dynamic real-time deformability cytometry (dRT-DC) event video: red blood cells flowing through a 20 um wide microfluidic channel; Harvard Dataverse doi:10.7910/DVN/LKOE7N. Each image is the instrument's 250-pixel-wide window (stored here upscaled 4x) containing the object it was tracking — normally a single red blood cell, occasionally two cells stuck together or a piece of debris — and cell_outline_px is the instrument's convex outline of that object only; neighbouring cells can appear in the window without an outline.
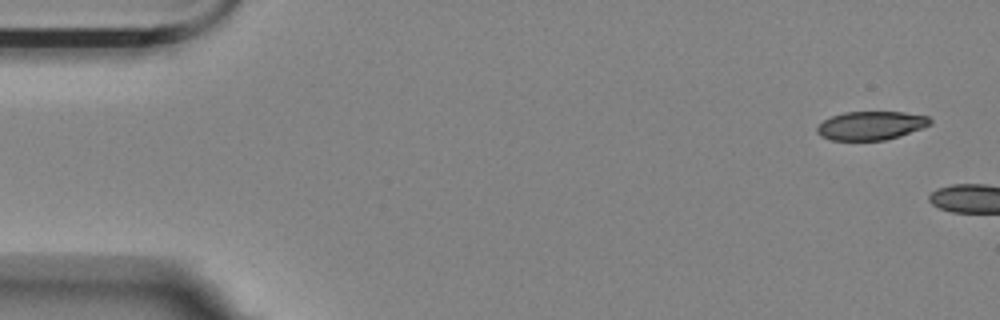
{"species": "Egyptian fruit bat (a non-hibernating species)", "species_latin": "Rousettus aegyptiacus", "temperature_condition": "room temperature", "stored_images_in_passage": 4, "camera_frame_rate_fps": 3000, "um_per_image_px": 0.085, "animal": {"sex": "female"}, "frame": {"image": 1, "passage_image": 1, "time_ms": 0.0, "image_size_px": [1000, 320], "cell_outline_px": [[932, 124], [900, 136], [884, 140], [832, 140], [820, 136], [816, 132], [816, 128], [824, 120], [832, 116], [844, 112], [904, 112], [928, 116], [932, 120]], "centroid_in_image_um": [74.04, 10.67], "position_along_channel_um": 11.0, "area_um2": 18.84}}